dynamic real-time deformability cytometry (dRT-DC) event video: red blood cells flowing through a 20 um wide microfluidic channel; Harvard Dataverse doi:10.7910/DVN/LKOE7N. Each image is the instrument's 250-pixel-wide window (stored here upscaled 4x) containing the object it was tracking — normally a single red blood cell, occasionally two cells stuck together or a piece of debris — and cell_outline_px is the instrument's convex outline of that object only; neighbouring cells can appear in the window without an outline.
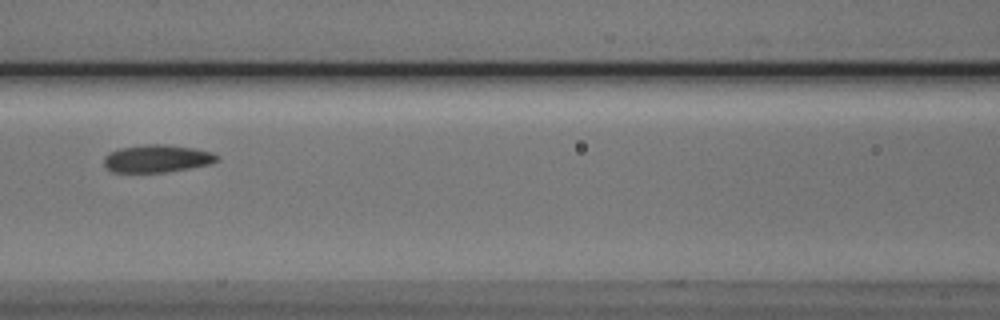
{"species": "Egyptian fruit bat (a non-hibernating species)", "species_latin": "Rousettus aegyptiacus", "temperature_condition": "cold", "stored_images_in_passage": 6, "camera_frame_rate_fps": 3000, "um_per_image_px": 0.085, "animal": {"sex": "male"}, "frame": {"image": 1, "passage_image": 3, "time_ms": 2.333, "image_size_px": [1000, 320], "cell_outline_px": [[220, 160], [212, 164], [192, 168], [168, 172], [112, 172], [104, 168], [104, 156], [108, 152], [120, 148], [144, 144], [164, 144], [192, 148], [212, 152], [220, 156]], "centroid_in_image_um": [13.36, 13.48], "position_along_channel_um": 153.2, "area_um2": 18.55}}
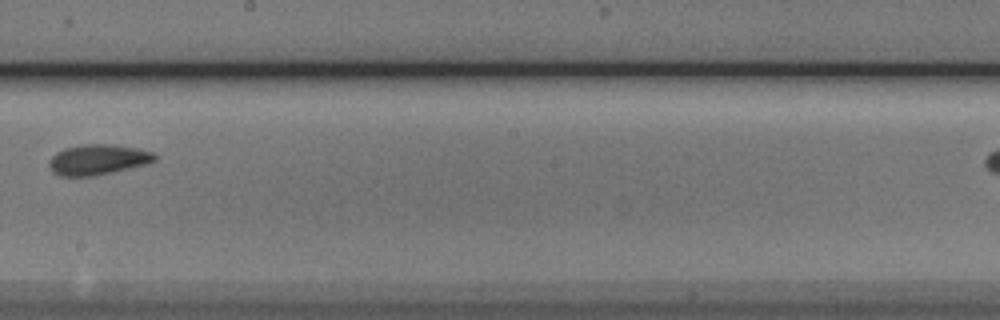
{"frame": {"image": 2, "passage_image": 5, "time_ms": 4.667, "image_size_px": [1000, 320], "cell_outline_px": [[156, 160], [148, 164], [112, 172], [92, 176], [60, 176], [52, 172], [48, 164], [48, 160], [56, 152], [64, 148], [80, 144], [112, 144], [136, 148], [152, 152], [156, 156]], "centroid_in_image_um": [8.29, 13.56], "position_along_channel_um": 239.9, "area_um2": 18.84}}
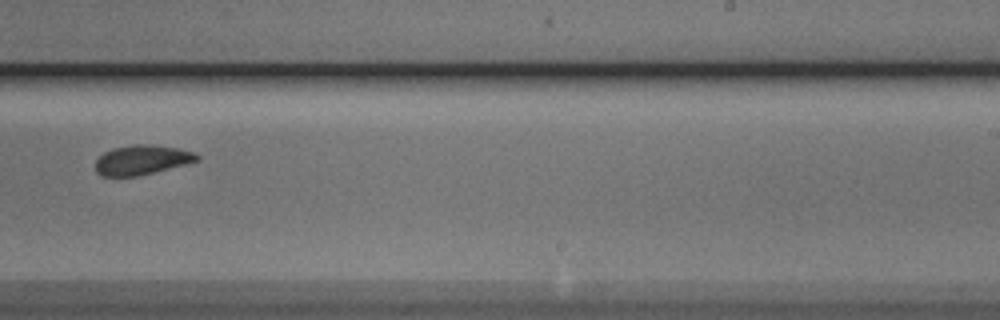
{"frame": {"image": 3, "passage_image": 6, "time_ms": 5.667, "image_size_px": [1000, 320], "cell_outline_px": [[200, 160], [136, 176], [100, 176], [96, 172], [96, 160], [104, 152], [112, 148], [132, 144], [152, 144], [180, 148], [196, 152], [200, 156]], "centroid_in_image_um": [12.07, 13.57], "position_along_channel_um": 276.9, "area_um2": 17.57}}